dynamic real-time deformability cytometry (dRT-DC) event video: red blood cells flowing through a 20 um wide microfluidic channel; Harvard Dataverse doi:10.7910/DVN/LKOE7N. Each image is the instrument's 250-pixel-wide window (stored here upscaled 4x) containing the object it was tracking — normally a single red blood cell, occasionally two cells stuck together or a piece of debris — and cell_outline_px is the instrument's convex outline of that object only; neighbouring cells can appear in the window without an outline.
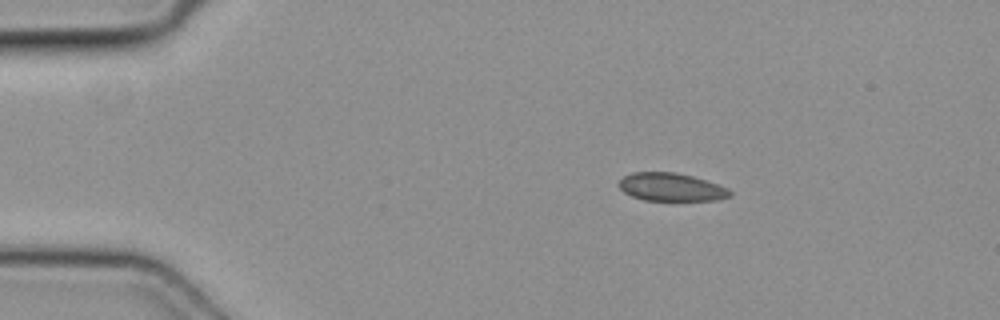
{"species": "common noctule bat (a hibernating species)", "species_latin": "Nyctalus noctula", "temperature_condition": "cold", "stored_images_in_passage": 49, "camera_frame_rate_fps": 3000, "um_per_image_px": 0.085, "animal": {"sex": "female", "body_mass_g": 19.3, "forearm_length_mm": 54.1}, "frame": {"image": 1, "passage_image": 8, "time_ms": 2.333, "image_size_px": [1000, 320], "cell_outline_px": [[732, 196], [720, 200], [644, 200], [632, 196], [624, 192], [616, 184], [624, 176], [632, 172], [676, 172], [692, 176], [728, 188], [732, 192]], "centroid_in_image_um": [57.04, 15.9], "position_along_channel_um": 28.0, "area_um2": 18.15}}
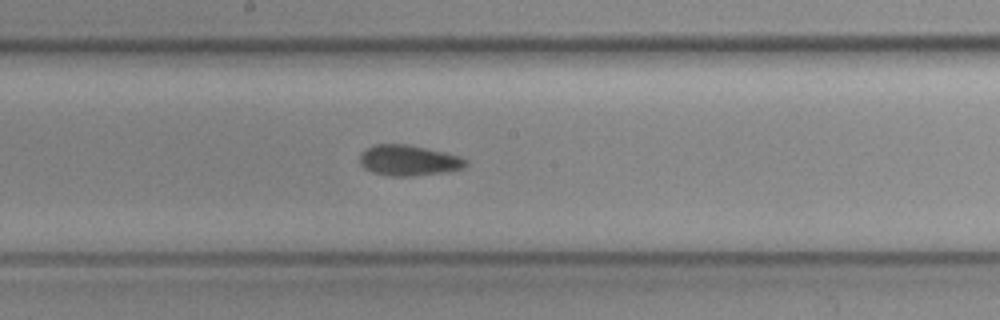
{"frame": {"image": 2, "passage_image": 26, "time_ms": 8.333, "image_size_px": [1000, 320], "cell_outline_px": [[468, 164], [464, 168], [448, 172], [412, 176], [388, 176], [372, 172], [364, 168], [360, 164], [360, 152], [376, 144], [408, 144], [444, 152], [460, 156], [468, 160]], "centroid_in_image_um": [34.75, 13.64], "position_along_channel_um": 213.4, "area_um2": 19.13}}
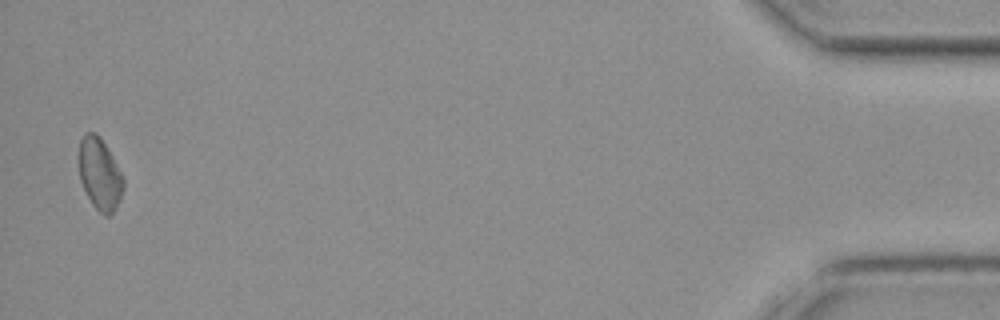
{"frame": {"image": 3, "passage_image": 48, "time_ms": 15.667, "image_size_px": [1000, 320], "cell_outline_px": [[124, 188], [120, 200], [116, 208], [108, 216], [104, 216], [92, 204], [80, 180], [80, 140], [88, 132], [96, 132], [100, 136], [112, 156], [124, 180]], "centroid_in_image_um": [8.5, 14.81], "position_along_channel_um": 426.7, "area_um2": 18.26}}